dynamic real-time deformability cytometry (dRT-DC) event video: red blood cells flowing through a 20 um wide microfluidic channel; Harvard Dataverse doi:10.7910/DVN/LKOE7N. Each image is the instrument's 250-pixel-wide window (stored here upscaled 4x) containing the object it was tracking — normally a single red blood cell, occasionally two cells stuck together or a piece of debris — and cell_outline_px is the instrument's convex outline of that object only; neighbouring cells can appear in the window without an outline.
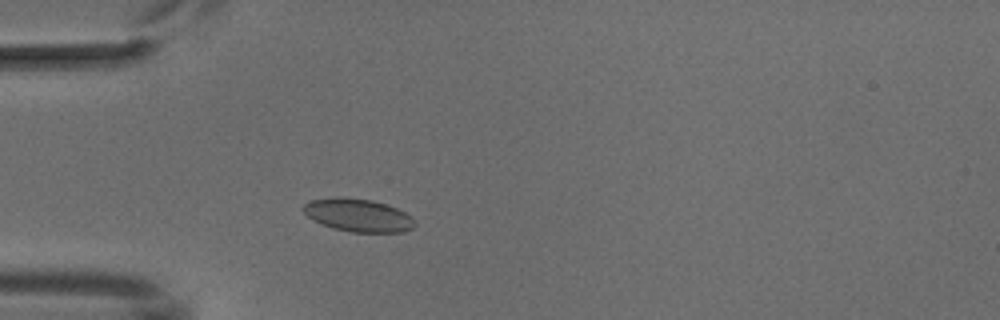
{"species": "common noctule bat (a hibernating species)", "species_latin": "Nyctalus noctula", "temperature_condition": "cold", "stored_images_in_passage": 3, "camera_frame_rate_fps": 3000, "um_per_image_px": 0.085, "animal": {"sex": "male", "body_mass_g": 18.8}, "frame": {"image": 1, "passage_image": 3, "time_ms": 2.333, "image_size_px": [1000, 320], "cell_outline_px": [[416, 224], [412, 228], [404, 232], [352, 232], [332, 228], [312, 220], [300, 208], [304, 204], [312, 200], [332, 196], [340, 196], [372, 200], [396, 208], [412, 216], [416, 220]], "centroid_in_image_um": [30.42, 18.29], "position_along_channel_um": 54.6, "area_um2": 21.62}}